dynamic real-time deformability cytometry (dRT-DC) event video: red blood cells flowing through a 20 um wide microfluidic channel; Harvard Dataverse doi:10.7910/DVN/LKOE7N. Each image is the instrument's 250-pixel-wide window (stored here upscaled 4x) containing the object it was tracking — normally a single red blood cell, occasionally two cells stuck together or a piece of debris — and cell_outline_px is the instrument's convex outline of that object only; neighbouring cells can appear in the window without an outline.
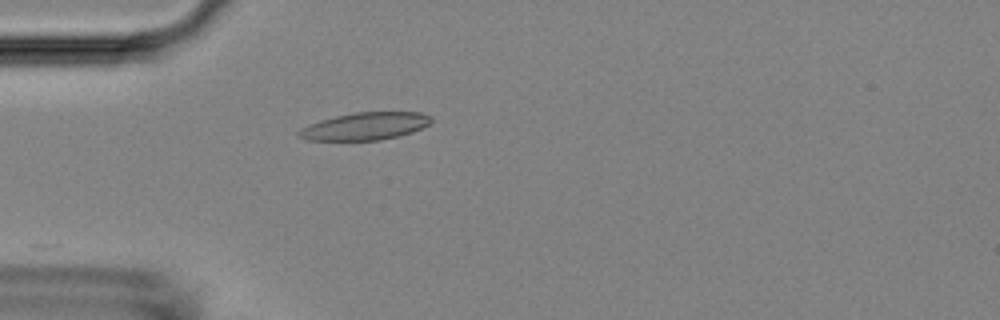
{"species": "Egyptian fruit bat (a non-hibernating species)", "species_latin": "Rousettus aegyptiacus", "temperature_condition": "room temperature", "stored_images_in_passage": 38, "camera_frame_rate_fps": 3000, "um_per_image_px": 0.085, "animal": {"sex": "female"}, "frame": {"image": 1, "passage_image": 1, "time_ms": 0.0, "image_size_px": [1000, 320], "cell_outline_px": [[432, 120], [424, 128], [400, 136], [380, 140], [304, 140], [296, 136], [296, 132], [300, 128], [320, 120], [336, 116], [356, 112], [420, 112], [432, 116]], "centroid_in_image_um": [31.02, 10.73], "position_along_channel_um": 54.0, "area_um2": 21.39}}
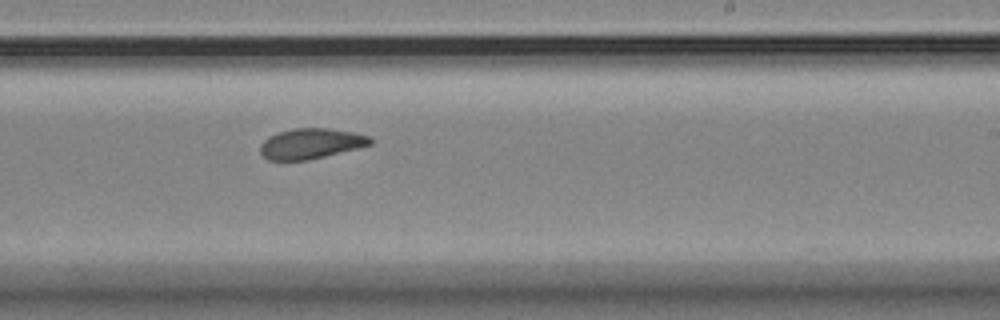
{"frame": {"image": 2, "passage_image": 18, "time_ms": 5.667, "image_size_px": [1000, 320], "cell_outline_px": [[372, 144], [360, 148], [308, 160], [268, 160], [260, 152], [260, 144], [268, 136], [292, 128], [328, 128], [352, 132], [368, 136], [372, 140]], "centroid_in_image_um": [26.42, 12.21], "position_along_channel_um": 262.6, "area_um2": 19.48}}
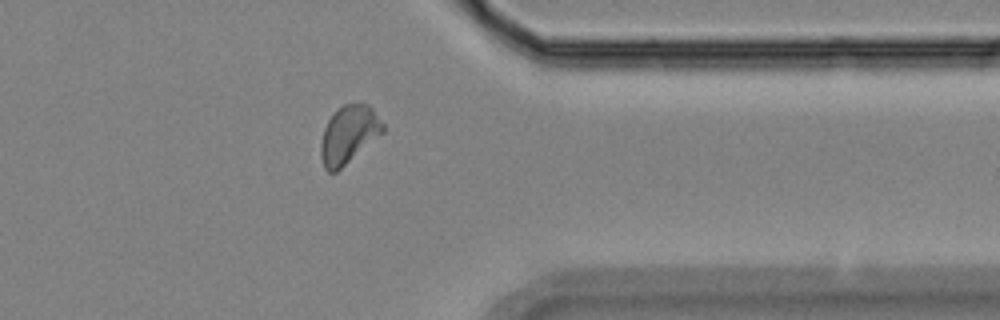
{"frame": {"image": 3, "passage_image": 28, "time_ms": 9.0, "image_size_px": [1000, 320], "cell_outline_px": [[384, 132], [336, 172], [328, 172], [324, 168], [320, 156], [320, 144], [324, 128], [328, 120], [344, 104], [360, 100], [368, 104], [372, 108], [384, 124]], "centroid_in_image_um": [29.64, 11.41], "position_along_channel_um": 381.8, "area_um2": 20.98}, "authors_computed_cell_mechanics": {"area_um2": 20.0277, "velocity_mm_per_s": 3.8029, "shape_relaxation_time_tau1_ms": 8.1162, "shape_relaxation_time_tau2_ms": 3.5668, "deformation_change_tau1": 0.1868, "deformation_change_tau2": 0.097}}